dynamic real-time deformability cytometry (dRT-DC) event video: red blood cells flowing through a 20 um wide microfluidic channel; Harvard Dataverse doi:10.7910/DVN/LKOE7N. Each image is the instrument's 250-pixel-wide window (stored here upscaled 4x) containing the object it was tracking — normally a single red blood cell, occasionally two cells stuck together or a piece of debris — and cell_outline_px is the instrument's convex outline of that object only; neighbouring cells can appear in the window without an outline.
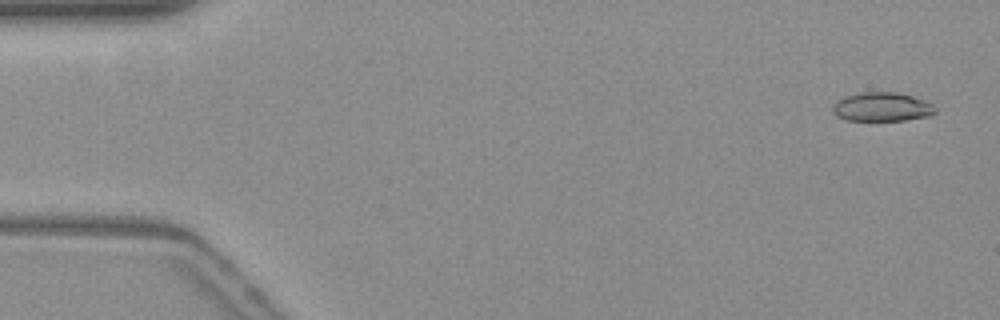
{"species": "common noctule bat (a hibernating species)", "species_latin": "Nyctalus noctula", "temperature_condition": "warm", "stored_images_in_passage": 54, "camera_frame_rate_fps": 3000, "um_per_image_px": 0.085, "animal": {"sex": "female", "body_mass_g": 19.3, "forearm_length_mm": 54.1}, "frame": {"image": 1, "passage_image": 3, "time_ms": 0.667, "image_size_px": [1000, 320], "cell_outline_px": [[936, 112], [928, 116], [904, 120], [848, 120], [832, 112], [832, 108], [844, 96], [860, 92], [896, 92], [912, 96], [924, 100], [932, 104], [936, 108]], "centroid_in_image_um": [75.0, 9.08], "position_along_channel_um": 10.0, "area_um2": 17.05}}
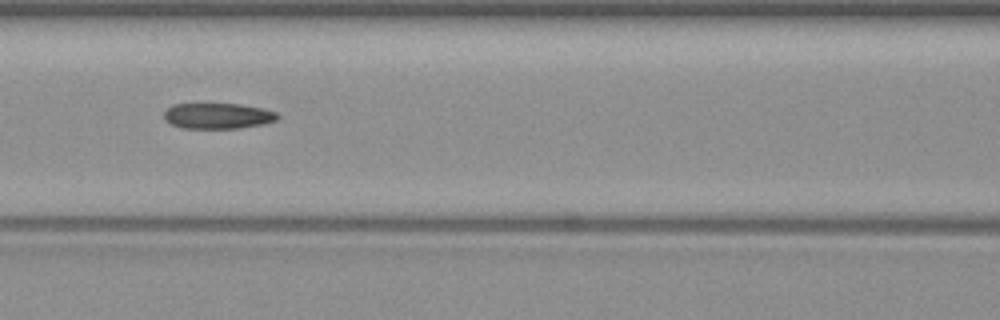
{"frame": {"image": 2, "passage_image": 24, "time_ms": 7.667, "image_size_px": [1000, 320], "cell_outline_px": [[280, 116], [276, 120], [260, 124], [240, 128], [184, 128], [172, 124], [164, 120], [164, 112], [172, 104], [240, 104], [264, 108], [276, 112]], "centroid_in_image_um": [18.51, 9.84], "position_along_channel_um": 148.1, "area_um2": 16.94}}
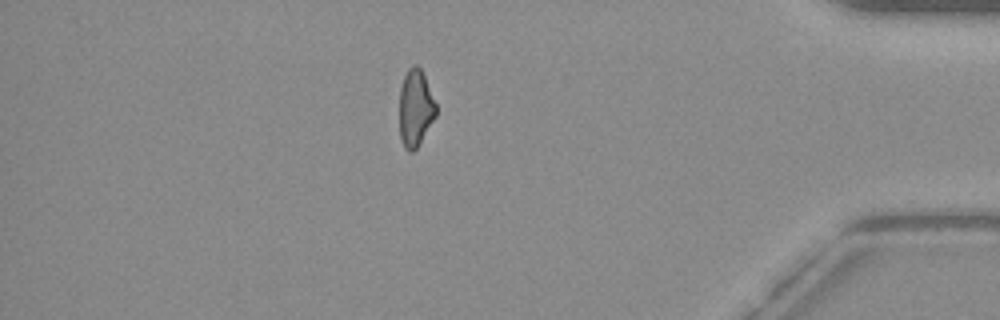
{"frame": {"image": 3, "passage_image": 47, "time_ms": 15.333, "image_size_px": [1000, 320], "cell_outline_px": [[436, 116], [416, 148], [412, 152], [408, 152], [404, 148], [400, 140], [400, 88], [404, 76], [408, 68], [412, 64], [416, 64], [420, 68], [424, 76], [436, 104]], "centroid_in_image_um": [35.3, 9.19], "position_along_channel_um": 399.9, "area_um2": 16.3}, "authors_computed_cell_mechanics": {"area_um2": 17.5423, "velocity_mm_per_s": 3.8333, "shape_relaxation_time_tau1_ms": 9.1375, "shape_relaxation_time_tau2_ms": 4.0479, "deformation_change_tau1": 0.2157, "deformation_change_tau2": 0.144}}